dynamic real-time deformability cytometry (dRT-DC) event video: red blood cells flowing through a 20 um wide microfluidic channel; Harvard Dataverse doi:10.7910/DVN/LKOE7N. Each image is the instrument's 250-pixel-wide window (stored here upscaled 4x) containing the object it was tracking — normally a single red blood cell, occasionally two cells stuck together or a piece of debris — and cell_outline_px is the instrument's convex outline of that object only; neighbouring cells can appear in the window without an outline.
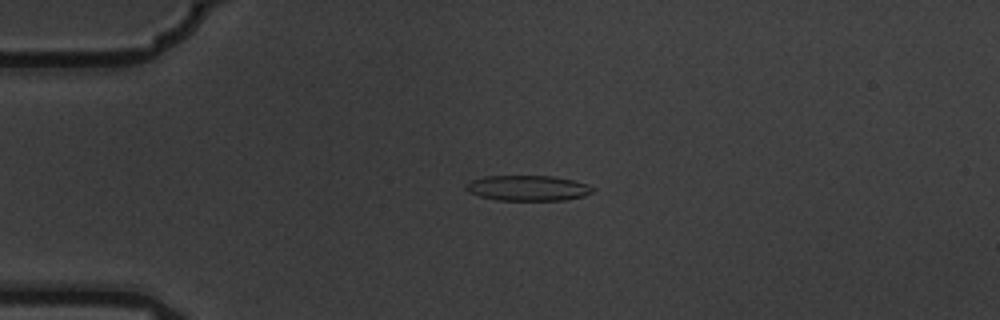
{"species": "common noctule bat (a hibernating species)", "species_latin": "Nyctalus noctula", "temperature_condition": "warm", "stored_images_in_passage": 4, "camera_frame_rate_fps": 3000, "um_per_image_px": 0.085, "animal": {"sex": "male", "body_mass_g": 19.5, "forearm_length_mm": 54.6}, "frame": {"image": 1, "passage_image": 3, "time_ms": 0.667, "image_size_px": [1000, 320], "cell_outline_px": [[596, 188], [592, 192], [584, 196], [564, 200], [496, 200], [480, 196], [468, 192], [464, 188], [464, 184], [472, 180], [484, 176], [552, 176], [572, 180], [588, 184]], "centroid_in_image_um": [44.85, 15.98], "position_along_channel_um": 40.2, "area_um2": 18.84}}